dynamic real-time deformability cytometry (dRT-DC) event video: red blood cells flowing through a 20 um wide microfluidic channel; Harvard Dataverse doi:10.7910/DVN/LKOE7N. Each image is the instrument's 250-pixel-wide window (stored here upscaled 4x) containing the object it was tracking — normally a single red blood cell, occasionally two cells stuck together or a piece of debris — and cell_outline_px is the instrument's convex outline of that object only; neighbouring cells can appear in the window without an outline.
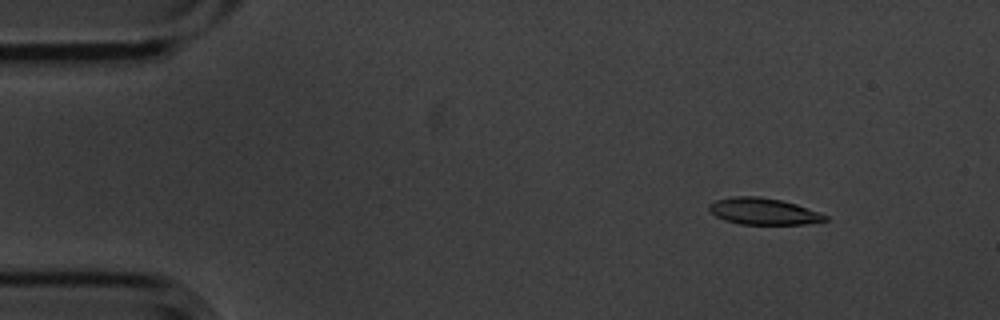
{"species": "common noctule bat (a hibernating species)", "species_latin": "Nyctalus noctula", "temperature_condition": "cold", "stored_images_in_passage": 4, "camera_frame_rate_fps": 3000, "um_per_image_px": 0.085, "animal": {"sex": "male", "body_mass_g": 20.1, "forearm_length_mm": 53.5}, "frame": {"image": 1, "passage_image": 2, "time_ms": 0.333, "image_size_px": [1000, 320], "cell_outline_px": [[828, 220], [804, 224], [740, 224], [724, 220], [716, 216], [708, 208], [708, 204], [716, 200], [732, 196], [760, 196], [780, 200], [796, 204], [820, 212], [828, 216]], "centroid_in_image_um": [64.89, 17.96], "position_along_channel_um": 20.1, "area_um2": 17.98}}